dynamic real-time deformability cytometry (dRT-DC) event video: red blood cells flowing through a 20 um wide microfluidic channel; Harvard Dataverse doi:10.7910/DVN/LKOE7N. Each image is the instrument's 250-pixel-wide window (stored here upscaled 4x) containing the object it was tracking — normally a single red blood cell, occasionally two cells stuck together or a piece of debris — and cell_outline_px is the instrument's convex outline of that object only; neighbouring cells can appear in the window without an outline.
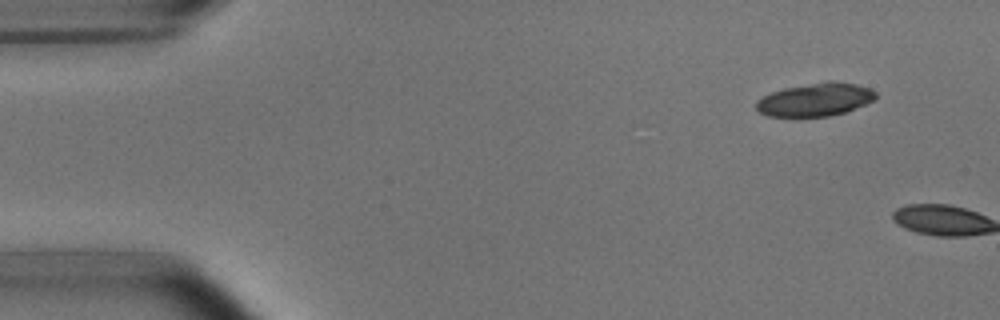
{"species": "common noctule bat (a hibernating species)", "species_latin": "Nyctalus noctula", "temperature_condition": "room temperature", "stored_images_in_passage": 2, "camera_frame_rate_fps": 3000, "um_per_image_px": 0.085, "animal": {"sex": "male", "body_mass_g": 15.6}, "frame": {"image": 1, "passage_image": 1, "time_ms": 0.0, "image_size_px": [1000, 320], "cell_outline_px": [[876, 100], [844, 112], [828, 116], [768, 116], [760, 112], [756, 108], [756, 100], [772, 92], [784, 88], [828, 80], [832, 80], [856, 84], [868, 88], [876, 92]], "centroid_in_image_um": [69.31, 8.45], "position_along_channel_um": 15.7, "area_um2": 22.95}}